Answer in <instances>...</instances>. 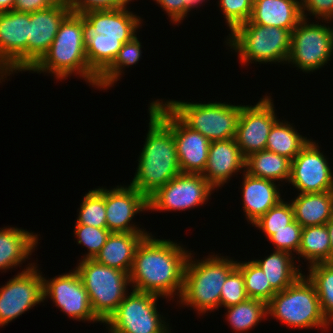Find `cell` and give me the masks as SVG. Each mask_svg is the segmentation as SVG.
Listing matches in <instances>:
<instances>
[{
    "label": "cell",
    "mask_w": 333,
    "mask_h": 333,
    "mask_svg": "<svg viewBox=\"0 0 333 333\" xmlns=\"http://www.w3.org/2000/svg\"><path fill=\"white\" fill-rule=\"evenodd\" d=\"M191 251L170 239L145 236L137 246L129 273L131 289L151 293L168 301L181 296L184 270Z\"/></svg>",
    "instance_id": "cell-1"
},
{
    "label": "cell",
    "mask_w": 333,
    "mask_h": 333,
    "mask_svg": "<svg viewBox=\"0 0 333 333\" xmlns=\"http://www.w3.org/2000/svg\"><path fill=\"white\" fill-rule=\"evenodd\" d=\"M82 16L86 24L87 62L99 77L113 63L122 45L137 35L142 19L127 7L89 11Z\"/></svg>",
    "instance_id": "cell-2"
},
{
    "label": "cell",
    "mask_w": 333,
    "mask_h": 333,
    "mask_svg": "<svg viewBox=\"0 0 333 333\" xmlns=\"http://www.w3.org/2000/svg\"><path fill=\"white\" fill-rule=\"evenodd\" d=\"M149 128L130 186L147 199L181 174L172 128L149 106Z\"/></svg>",
    "instance_id": "cell-3"
},
{
    "label": "cell",
    "mask_w": 333,
    "mask_h": 333,
    "mask_svg": "<svg viewBox=\"0 0 333 333\" xmlns=\"http://www.w3.org/2000/svg\"><path fill=\"white\" fill-rule=\"evenodd\" d=\"M85 39L86 24L82 14L70 12L60 23L48 51L29 71L53 74L57 81L66 80L72 74L79 75L97 88L98 76L89 68Z\"/></svg>",
    "instance_id": "cell-4"
},
{
    "label": "cell",
    "mask_w": 333,
    "mask_h": 333,
    "mask_svg": "<svg viewBox=\"0 0 333 333\" xmlns=\"http://www.w3.org/2000/svg\"><path fill=\"white\" fill-rule=\"evenodd\" d=\"M191 255L190 252L186 261L183 290L178 302L203 315L219 309L221 288L228 274L237 266V260L214 254L196 260Z\"/></svg>",
    "instance_id": "cell-5"
},
{
    "label": "cell",
    "mask_w": 333,
    "mask_h": 333,
    "mask_svg": "<svg viewBox=\"0 0 333 333\" xmlns=\"http://www.w3.org/2000/svg\"><path fill=\"white\" fill-rule=\"evenodd\" d=\"M291 32L275 26L241 24L230 32L225 42L230 49L237 52L244 65L254 62L287 64Z\"/></svg>",
    "instance_id": "cell-6"
},
{
    "label": "cell",
    "mask_w": 333,
    "mask_h": 333,
    "mask_svg": "<svg viewBox=\"0 0 333 333\" xmlns=\"http://www.w3.org/2000/svg\"><path fill=\"white\" fill-rule=\"evenodd\" d=\"M267 316L288 327L328 329L314 285L302 274L292 285L277 292L267 303Z\"/></svg>",
    "instance_id": "cell-7"
},
{
    "label": "cell",
    "mask_w": 333,
    "mask_h": 333,
    "mask_svg": "<svg viewBox=\"0 0 333 333\" xmlns=\"http://www.w3.org/2000/svg\"><path fill=\"white\" fill-rule=\"evenodd\" d=\"M79 261L75 270L88 292L93 313L104 323L128 294L129 274L94 259Z\"/></svg>",
    "instance_id": "cell-8"
},
{
    "label": "cell",
    "mask_w": 333,
    "mask_h": 333,
    "mask_svg": "<svg viewBox=\"0 0 333 333\" xmlns=\"http://www.w3.org/2000/svg\"><path fill=\"white\" fill-rule=\"evenodd\" d=\"M188 127L204 135L210 142L233 139L244 105L226 102L194 103L178 100L164 102Z\"/></svg>",
    "instance_id": "cell-9"
},
{
    "label": "cell",
    "mask_w": 333,
    "mask_h": 333,
    "mask_svg": "<svg viewBox=\"0 0 333 333\" xmlns=\"http://www.w3.org/2000/svg\"><path fill=\"white\" fill-rule=\"evenodd\" d=\"M160 296L132 289L104 322L108 333H171L157 310Z\"/></svg>",
    "instance_id": "cell-10"
},
{
    "label": "cell",
    "mask_w": 333,
    "mask_h": 333,
    "mask_svg": "<svg viewBox=\"0 0 333 333\" xmlns=\"http://www.w3.org/2000/svg\"><path fill=\"white\" fill-rule=\"evenodd\" d=\"M302 19L291 32L288 64L304 73L321 69L333 57V27Z\"/></svg>",
    "instance_id": "cell-11"
},
{
    "label": "cell",
    "mask_w": 333,
    "mask_h": 333,
    "mask_svg": "<svg viewBox=\"0 0 333 333\" xmlns=\"http://www.w3.org/2000/svg\"><path fill=\"white\" fill-rule=\"evenodd\" d=\"M150 107L172 128L181 172L202 174L211 142L188 127L163 100L152 101Z\"/></svg>",
    "instance_id": "cell-12"
},
{
    "label": "cell",
    "mask_w": 333,
    "mask_h": 333,
    "mask_svg": "<svg viewBox=\"0 0 333 333\" xmlns=\"http://www.w3.org/2000/svg\"><path fill=\"white\" fill-rule=\"evenodd\" d=\"M214 189L201 174L181 173L148 198V210L185 211L202 206Z\"/></svg>",
    "instance_id": "cell-13"
},
{
    "label": "cell",
    "mask_w": 333,
    "mask_h": 333,
    "mask_svg": "<svg viewBox=\"0 0 333 333\" xmlns=\"http://www.w3.org/2000/svg\"><path fill=\"white\" fill-rule=\"evenodd\" d=\"M29 21L30 13H0V83L13 73L28 71Z\"/></svg>",
    "instance_id": "cell-14"
},
{
    "label": "cell",
    "mask_w": 333,
    "mask_h": 333,
    "mask_svg": "<svg viewBox=\"0 0 333 333\" xmlns=\"http://www.w3.org/2000/svg\"><path fill=\"white\" fill-rule=\"evenodd\" d=\"M0 286V326L15 320L43 301V274L36 263Z\"/></svg>",
    "instance_id": "cell-15"
},
{
    "label": "cell",
    "mask_w": 333,
    "mask_h": 333,
    "mask_svg": "<svg viewBox=\"0 0 333 333\" xmlns=\"http://www.w3.org/2000/svg\"><path fill=\"white\" fill-rule=\"evenodd\" d=\"M71 271L50 280L43 277V301L50 298L55 307L70 319L102 323L92 311L88 292L79 273L75 269Z\"/></svg>",
    "instance_id": "cell-16"
},
{
    "label": "cell",
    "mask_w": 333,
    "mask_h": 333,
    "mask_svg": "<svg viewBox=\"0 0 333 333\" xmlns=\"http://www.w3.org/2000/svg\"><path fill=\"white\" fill-rule=\"evenodd\" d=\"M271 96H263L256 105H244L241 109L235 140L243 156L266 149L268 135L278 120Z\"/></svg>",
    "instance_id": "cell-17"
},
{
    "label": "cell",
    "mask_w": 333,
    "mask_h": 333,
    "mask_svg": "<svg viewBox=\"0 0 333 333\" xmlns=\"http://www.w3.org/2000/svg\"><path fill=\"white\" fill-rule=\"evenodd\" d=\"M318 143L309 140L291 161L289 184L300 193L333 191V172Z\"/></svg>",
    "instance_id": "cell-18"
},
{
    "label": "cell",
    "mask_w": 333,
    "mask_h": 333,
    "mask_svg": "<svg viewBox=\"0 0 333 333\" xmlns=\"http://www.w3.org/2000/svg\"><path fill=\"white\" fill-rule=\"evenodd\" d=\"M105 208L110 232L148 233L132 224L137 213L148 211V199L134 187L118 185L110 190L105 188Z\"/></svg>",
    "instance_id": "cell-19"
},
{
    "label": "cell",
    "mask_w": 333,
    "mask_h": 333,
    "mask_svg": "<svg viewBox=\"0 0 333 333\" xmlns=\"http://www.w3.org/2000/svg\"><path fill=\"white\" fill-rule=\"evenodd\" d=\"M70 13L66 0L47 9L30 13L28 71L43 57L52 44L60 23Z\"/></svg>",
    "instance_id": "cell-20"
},
{
    "label": "cell",
    "mask_w": 333,
    "mask_h": 333,
    "mask_svg": "<svg viewBox=\"0 0 333 333\" xmlns=\"http://www.w3.org/2000/svg\"><path fill=\"white\" fill-rule=\"evenodd\" d=\"M246 158L243 156L235 138L212 141L208 159L201 174L214 188L224 186L237 172H245Z\"/></svg>",
    "instance_id": "cell-21"
},
{
    "label": "cell",
    "mask_w": 333,
    "mask_h": 333,
    "mask_svg": "<svg viewBox=\"0 0 333 333\" xmlns=\"http://www.w3.org/2000/svg\"><path fill=\"white\" fill-rule=\"evenodd\" d=\"M243 211L247 221L253 224L270 208L275 206L281 198L280 189L276 181L257 178L246 172L242 174Z\"/></svg>",
    "instance_id": "cell-22"
},
{
    "label": "cell",
    "mask_w": 333,
    "mask_h": 333,
    "mask_svg": "<svg viewBox=\"0 0 333 333\" xmlns=\"http://www.w3.org/2000/svg\"><path fill=\"white\" fill-rule=\"evenodd\" d=\"M302 19L300 0H254L251 18L242 24L293 31Z\"/></svg>",
    "instance_id": "cell-23"
},
{
    "label": "cell",
    "mask_w": 333,
    "mask_h": 333,
    "mask_svg": "<svg viewBox=\"0 0 333 333\" xmlns=\"http://www.w3.org/2000/svg\"><path fill=\"white\" fill-rule=\"evenodd\" d=\"M150 233L111 232L94 260L105 266L130 273L137 246Z\"/></svg>",
    "instance_id": "cell-24"
},
{
    "label": "cell",
    "mask_w": 333,
    "mask_h": 333,
    "mask_svg": "<svg viewBox=\"0 0 333 333\" xmlns=\"http://www.w3.org/2000/svg\"><path fill=\"white\" fill-rule=\"evenodd\" d=\"M38 240V234L25 229L10 226L0 228V270L6 272L21 267L26 259H30Z\"/></svg>",
    "instance_id": "cell-25"
},
{
    "label": "cell",
    "mask_w": 333,
    "mask_h": 333,
    "mask_svg": "<svg viewBox=\"0 0 333 333\" xmlns=\"http://www.w3.org/2000/svg\"><path fill=\"white\" fill-rule=\"evenodd\" d=\"M291 201L294 219L304 228L325 225L333 214V191L299 193Z\"/></svg>",
    "instance_id": "cell-26"
},
{
    "label": "cell",
    "mask_w": 333,
    "mask_h": 333,
    "mask_svg": "<svg viewBox=\"0 0 333 333\" xmlns=\"http://www.w3.org/2000/svg\"><path fill=\"white\" fill-rule=\"evenodd\" d=\"M294 258L295 256L288 252L274 250L269 256L253 261L265 273L271 287L279 292L288 288L303 274L298 268L300 264L296 266Z\"/></svg>",
    "instance_id": "cell-27"
},
{
    "label": "cell",
    "mask_w": 333,
    "mask_h": 333,
    "mask_svg": "<svg viewBox=\"0 0 333 333\" xmlns=\"http://www.w3.org/2000/svg\"><path fill=\"white\" fill-rule=\"evenodd\" d=\"M245 172L257 178L289 182L291 160L279 154L263 150L246 157Z\"/></svg>",
    "instance_id": "cell-28"
},
{
    "label": "cell",
    "mask_w": 333,
    "mask_h": 333,
    "mask_svg": "<svg viewBox=\"0 0 333 333\" xmlns=\"http://www.w3.org/2000/svg\"><path fill=\"white\" fill-rule=\"evenodd\" d=\"M298 259L303 257L311 266L332 262L329 231L325 225L307 226L302 229ZM300 255V256H299Z\"/></svg>",
    "instance_id": "cell-29"
},
{
    "label": "cell",
    "mask_w": 333,
    "mask_h": 333,
    "mask_svg": "<svg viewBox=\"0 0 333 333\" xmlns=\"http://www.w3.org/2000/svg\"><path fill=\"white\" fill-rule=\"evenodd\" d=\"M309 140L300 135L290 122L278 119L270 130L265 150L292 161Z\"/></svg>",
    "instance_id": "cell-30"
},
{
    "label": "cell",
    "mask_w": 333,
    "mask_h": 333,
    "mask_svg": "<svg viewBox=\"0 0 333 333\" xmlns=\"http://www.w3.org/2000/svg\"><path fill=\"white\" fill-rule=\"evenodd\" d=\"M227 322L236 333L253 329L267 317V304L264 301L248 298L237 305L225 308Z\"/></svg>",
    "instance_id": "cell-31"
},
{
    "label": "cell",
    "mask_w": 333,
    "mask_h": 333,
    "mask_svg": "<svg viewBox=\"0 0 333 333\" xmlns=\"http://www.w3.org/2000/svg\"><path fill=\"white\" fill-rule=\"evenodd\" d=\"M306 277L314 285L325 319L333 323V262L316 263L308 267Z\"/></svg>",
    "instance_id": "cell-32"
},
{
    "label": "cell",
    "mask_w": 333,
    "mask_h": 333,
    "mask_svg": "<svg viewBox=\"0 0 333 333\" xmlns=\"http://www.w3.org/2000/svg\"><path fill=\"white\" fill-rule=\"evenodd\" d=\"M141 42L135 35L130 41L124 43L119 50L113 63L98 77L97 88L107 90L108 87L114 86L124 74L123 68L135 65L141 58Z\"/></svg>",
    "instance_id": "cell-33"
},
{
    "label": "cell",
    "mask_w": 333,
    "mask_h": 333,
    "mask_svg": "<svg viewBox=\"0 0 333 333\" xmlns=\"http://www.w3.org/2000/svg\"><path fill=\"white\" fill-rule=\"evenodd\" d=\"M76 224L107 228L105 208V188L90 190L82 198Z\"/></svg>",
    "instance_id": "cell-34"
},
{
    "label": "cell",
    "mask_w": 333,
    "mask_h": 333,
    "mask_svg": "<svg viewBox=\"0 0 333 333\" xmlns=\"http://www.w3.org/2000/svg\"><path fill=\"white\" fill-rule=\"evenodd\" d=\"M244 277V285L249 298L264 301L266 304L277 293L270 285L262 269L253 261L238 262L236 266Z\"/></svg>",
    "instance_id": "cell-35"
},
{
    "label": "cell",
    "mask_w": 333,
    "mask_h": 333,
    "mask_svg": "<svg viewBox=\"0 0 333 333\" xmlns=\"http://www.w3.org/2000/svg\"><path fill=\"white\" fill-rule=\"evenodd\" d=\"M303 227L294 219L287 228L281 230H261L268 240L275 245L274 250L285 251L297 255L301 243ZM293 252L295 254H293Z\"/></svg>",
    "instance_id": "cell-36"
},
{
    "label": "cell",
    "mask_w": 333,
    "mask_h": 333,
    "mask_svg": "<svg viewBox=\"0 0 333 333\" xmlns=\"http://www.w3.org/2000/svg\"><path fill=\"white\" fill-rule=\"evenodd\" d=\"M77 238V244H81L87 248L86 255L83 259H94L106 244L110 231L107 228H96L93 226L75 224L73 231Z\"/></svg>",
    "instance_id": "cell-37"
},
{
    "label": "cell",
    "mask_w": 333,
    "mask_h": 333,
    "mask_svg": "<svg viewBox=\"0 0 333 333\" xmlns=\"http://www.w3.org/2000/svg\"><path fill=\"white\" fill-rule=\"evenodd\" d=\"M293 220L294 210L292 204L282 199L252 225L259 230H281L287 228V225Z\"/></svg>",
    "instance_id": "cell-38"
},
{
    "label": "cell",
    "mask_w": 333,
    "mask_h": 333,
    "mask_svg": "<svg viewBox=\"0 0 333 333\" xmlns=\"http://www.w3.org/2000/svg\"><path fill=\"white\" fill-rule=\"evenodd\" d=\"M249 297L244 285L242 272L235 267L227 276L221 288L220 307H230L247 300Z\"/></svg>",
    "instance_id": "cell-39"
},
{
    "label": "cell",
    "mask_w": 333,
    "mask_h": 333,
    "mask_svg": "<svg viewBox=\"0 0 333 333\" xmlns=\"http://www.w3.org/2000/svg\"><path fill=\"white\" fill-rule=\"evenodd\" d=\"M254 0H220L218 5L222 11L227 27L232 32L252 15Z\"/></svg>",
    "instance_id": "cell-40"
},
{
    "label": "cell",
    "mask_w": 333,
    "mask_h": 333,
    "mask_svg": "<svg viewBox=\"0 0 333 333\" xmlns=\"http://www.w3.org/2000/svg\"><path fill=\"white\" fill-rule=\"evenodd\" d=\"M132 0H66L71 13L83 14L95 10L127 7Z\"/></svg>",
    "instance_id": "cell-41"
},
{
    "label": "cell",
    "mask_w": 333,
    "mask_h": 333,
    "mask_svg": "<svg viewBox=\"0 0 333 333\" xmlns=\"http://www.w3.org/2000/svg\"><path fill=\"white\" fill-rule=\"evenodd\" d=\"M160 5L161 8L170 17L173 24L181 23L186 18L187 13L194 7L198 8L206 0H153ZM199 5V6H198Z\"/></svg>",
    "instance_id": "cell-42"
},
{
    "label": "cell",
    "mask_w": 333,
    "mask_h": 333,
    "mask_svg": "<svg viewBox=\"0 0 333 333\" xmlns=\"http://www.w3.org/2000/svg\"><path fill=\"white\" fill-rule=\"evenodd\" d=\"M300 6L304 19H309L307 18V13H309L315 18L321 19L322 22L324 20L325 23L333 20V0H300Z\"/></svg>",
    "instance_id": "cell-43"
},
{
    "label": "cell",
    "mask_w": 333,
    "mask_h": 333,
    "mask_svg": "<svg viewBox=\"0 0 333 333\" xmlns=\"http://www.w3.org/2000/svg\"><path fill=\"white\" fill-rule=\"evenodd\" d=\"M60 0H15L13 10L17 12L32 13L47 9Z\"/></svg>",
    "instance_id": "cell-44"
},
{
    "label": "cell",
    "mask_w": 333,
    "mask_h": 333,
    "mask_svg": "<svg viewBox=\"0 0 333 333\" xmlns=\"http://www.w3.org/2000/svg\"><path fill=\"white\" fill-rule=\"evenodd\" d=\"M15 0H0V13L13 10Z\"/></svg>",
    "instance_id": "cell-45"
},
{
    "label": "cell",
    "mask_w": 333,
    "mask_h": 333,
    "mask_svg": "<svg viewBox=\"0 0 333 333\" xmlns=\"http://www.w3.org/2000/svg\"><path fill=\"white\" fill-rule=\"evenodd\" d=\"M326 227L329 231L330 245H331V254H332V262H333V214L331 219L326 223Z\"/></svg>",
    "instance_id": "cell-46"
}]
</instances>
